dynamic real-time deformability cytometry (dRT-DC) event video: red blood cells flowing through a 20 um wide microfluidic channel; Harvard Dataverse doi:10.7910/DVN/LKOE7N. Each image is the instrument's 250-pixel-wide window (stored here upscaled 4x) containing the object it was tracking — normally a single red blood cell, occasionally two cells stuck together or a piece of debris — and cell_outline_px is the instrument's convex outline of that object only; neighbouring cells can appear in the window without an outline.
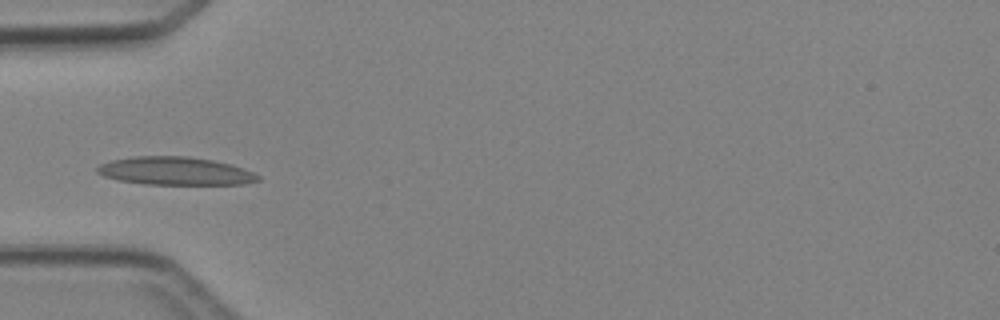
{"species": "Egyptian fruit bat (a non-hibernating species)", "species_latin": "Rousettus aegyptiacus", "temperature_condition": "cold", "stored_images_in_passage": 5, "camera_frame_rate_fps": 3000, "um_per_image_px": 0.085, "animal": {"sex": "female"}, "frame": {"image": 1, "passage_image": 3, "time_ms": 3.333, "image_size_px": [1000, 320], "cell_outline_px": [[260, 180], [244, 184], [144, 184], [120, 180], [104, 176], [96, 172], [96, 168], [100, 164], [112, 160], [132, 156], [188, 156], [212, 160], [228, 164], [252, 172], [260, 176]], "centroid_in_image_um": [14.86, 14.53], "position_along_channel_um": 70.1, "area_um2": 26.07}}
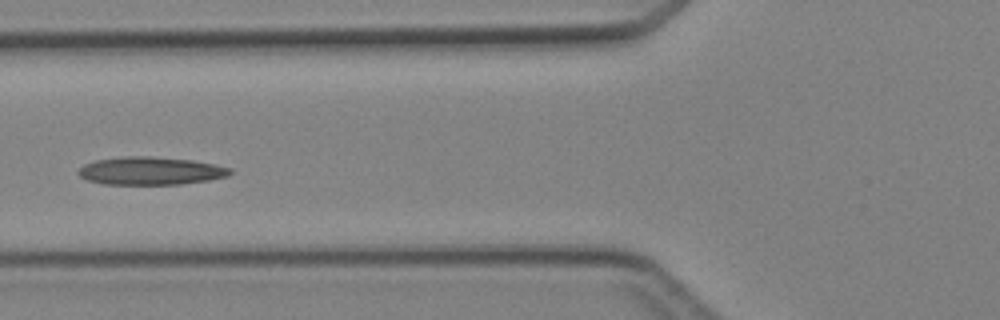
{"frame": {"image": 2, "passage_image": 4, "time_ms": 4.333, "image_size_px": [1000, 320], "cell_outline_px": [[232, 172], [228, 176], [208, 180], [180, 184], [104, 184], [88, 180], [80, 176], [76, 172], [84, 164], [96, 160], [124, 156], [152, 156], [192, 160], [232, 168]], "centroid_in_image_um": [12.79, 14.52], "position_along_channel_um": 113.0, "area_um2": 24.62}}
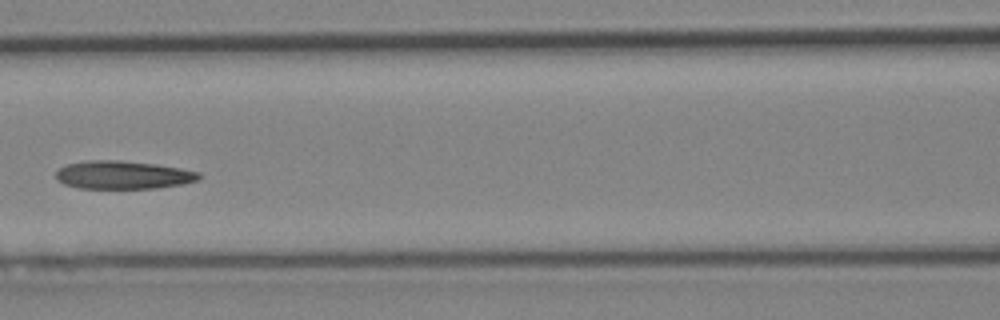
{"frame": {"image": 3, "passage_image": 5, "time_ms": 5.333, "image_size_px": [1000, 320], "cell_outline_px": [[200, 180], [184, 184], [156, 188], [80, 188], [64, 184], [56, 180], [56, 172], [64, 164], [88, 160], [116, 160], [156, 164], [180, 168], [200, 172]], "centroid_in_image_um": [10.46, 14.87], "position_along_channel_um": 156.1, "area_um2": 23.58}}